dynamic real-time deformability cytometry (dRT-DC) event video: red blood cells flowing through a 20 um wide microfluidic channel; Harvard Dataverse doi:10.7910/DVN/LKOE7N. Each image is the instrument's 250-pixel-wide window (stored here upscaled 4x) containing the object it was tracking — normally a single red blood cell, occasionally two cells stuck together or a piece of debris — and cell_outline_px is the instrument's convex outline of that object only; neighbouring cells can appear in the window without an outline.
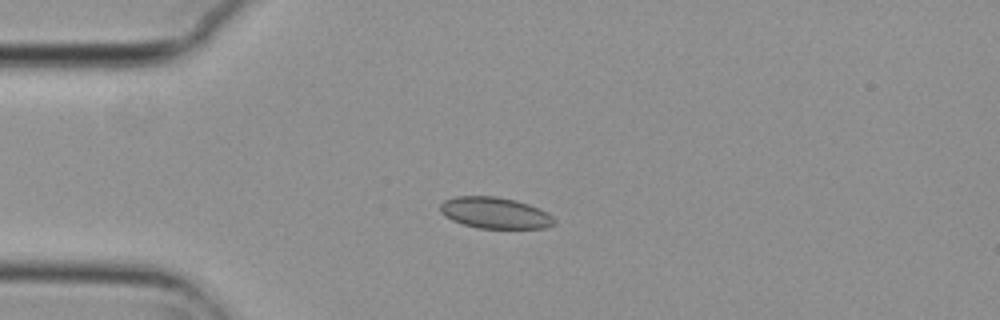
{"species": "common noctule bat (a hibernating species)", "species_latin": "Nyctalus noctula", "temperature_condition": "cold", "stored_images_in_passage": 8, "camera_frame_rate_fps": 3000, "um_per_image_px": 0.085, "animal": {"sex": "female", "body_mass_g": 29.2, "forearm_length_mm": 56.3}, "frame": {"image": 1, "passage_image": 4, "time_ms": 1.0, "image_size_px": [1000, 320], "cell_outline_px": [[556, 224], [548, 228], [480, 228], [464, 224], [452, 220], [444, 216], [440, 212], [440, 204], [444, 200], [456, 196], [496, 196], [516, 200], [528, 204], [548, 212], [556, 220]], "centroid_in_image_um": [42.09, 18.09], "position_along_channel_um": 42.9, "area_um2": 20.92}}
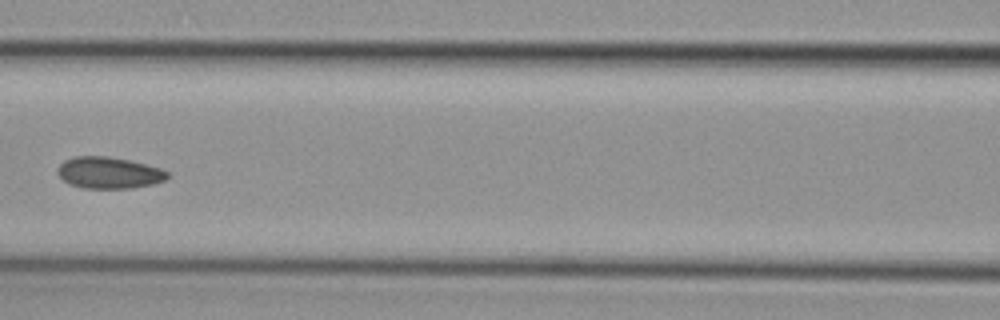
{"frame": {"image": 2, "passage_image": 7, "time_ms": 2.0, "image_size_px": [1000, 320], "cell_outline_px": [[168, 176], [164, 180], [152, 184], [132, 188], [84, 188], [68, 184], [56, 172], [56, 168], [64, 160], [72, 156], [108, 156], [128, 160], [160, 168], [168, 172]], "centroid_in_image_um": [9.2, 14.68], "position_along_channel_um": 157.4, "area_um2": 20.17}}
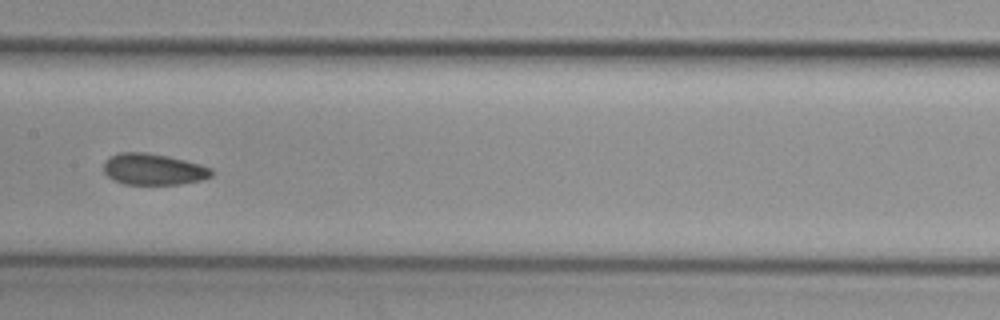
{"frame": {"image": 3, "passage_image": 8, "time_ms": 2.333, "image_size_px": [1000, 320], "cell_outline_px": [[212, 176], [200, 180], [180, 184], [124, 184], [112, 180], [104, 172], [104, 160], [108, 156], [120, 152], [144, 152], [168, 156], [200, 164], [212, 168]], "centroid_in_image_um": [13.0, 14.38], "position_along_channel_um": 194.4, "area_um2": 19.77}}